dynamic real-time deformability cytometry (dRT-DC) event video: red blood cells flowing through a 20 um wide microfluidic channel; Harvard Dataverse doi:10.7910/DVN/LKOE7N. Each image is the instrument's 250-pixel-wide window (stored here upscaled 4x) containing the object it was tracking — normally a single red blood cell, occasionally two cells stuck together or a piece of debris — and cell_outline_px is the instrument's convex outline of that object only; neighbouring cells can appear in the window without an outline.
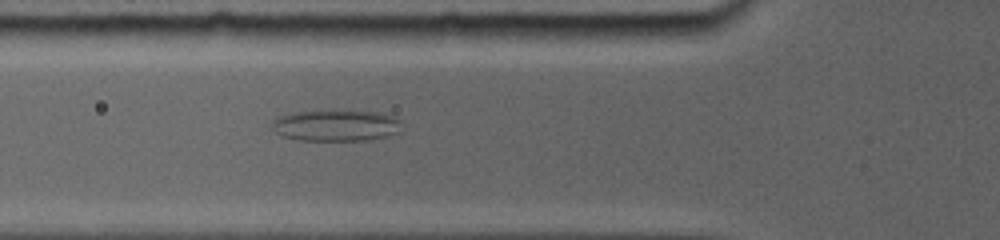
{"species": "common noctule bat (a hibernating species)", "species_latin": "Nyctalus noctula", "temperature_condition": "room temperature", "stored_images_in_passage": 8, "camera_frame_rate_fps": 5000, "um_per_image_px": 0.085, "animal": {"sex": "female", "body_mass_g": 19.0, "forearm_length_mm": 56.7}, "frame": {"image": 1, "passage_image": 7, "time_ms": 5.8, "image_size_px": [1000, 240], "cell_outline_px": [[400, 120], [380, 136], [364, 140], [300, 140], [284, 136], [280, 132], [276, 124], [276, 116], [296, 112], [376, 112], [392, 116]], "centroid_in_image_um": [28.43, 10.66], "position_along_channel_um": 97.4, "area_um2": 21.5}}